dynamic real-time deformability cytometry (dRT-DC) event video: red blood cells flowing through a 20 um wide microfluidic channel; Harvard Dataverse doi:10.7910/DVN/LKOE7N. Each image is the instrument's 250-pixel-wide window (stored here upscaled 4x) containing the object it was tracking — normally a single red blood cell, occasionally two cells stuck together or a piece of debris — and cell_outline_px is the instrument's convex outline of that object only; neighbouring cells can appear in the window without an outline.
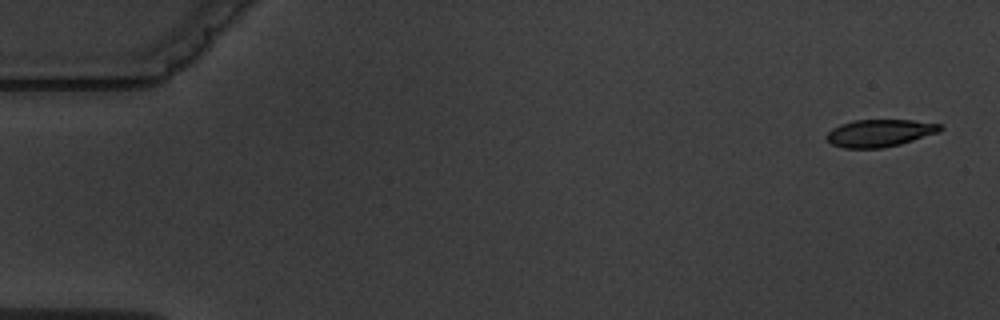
{"species": "common noctule bat (a hibernating species)", "species_latin": "Nyctalus noctula", "temperature_condition": "warm", "stored_images_in_passage": 5, "camera_frame_rate_fps": 3000, "um_per_image_px": 0.085, "animal": {"sex": "male", "body_mass_g": 19.5, "forearm_length_mm": 54.6}, "frame": {"image": 1, "passage_image": 1, "time_ms": 0.0, "image_size_px": [1000, 320], "cell_outline_px": [[944, 128], [940, 132], [900, 144], [884, 148], [844, 148], [832, 144], [824, 136], [832, 128], [840, 124], [852, 120], [912, 120], [944, 124]], "centroid_in_image_um": [74.8, 11.3], "position_along_channel_um": 10.2, "area_um2": 18.32}}